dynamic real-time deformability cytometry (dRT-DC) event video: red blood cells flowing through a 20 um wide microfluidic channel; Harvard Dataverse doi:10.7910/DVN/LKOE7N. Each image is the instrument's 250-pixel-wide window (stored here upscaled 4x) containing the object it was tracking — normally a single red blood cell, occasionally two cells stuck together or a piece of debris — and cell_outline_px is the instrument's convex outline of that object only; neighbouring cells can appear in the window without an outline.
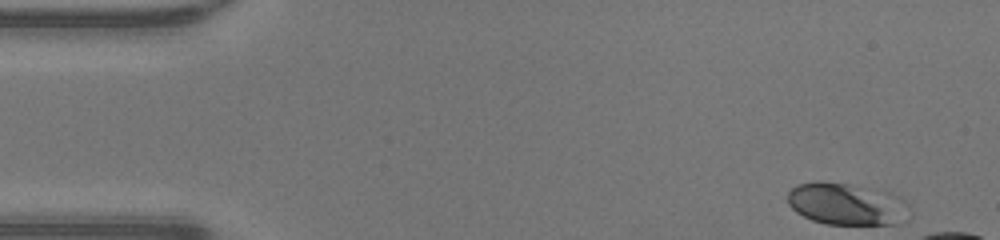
{"species": "human", "species_latin": "Homo sapiens", "temperature_condition": "warm", "stored_images_in_passage": 12, "camera_frame_rate_fps": 3000, "um_per_image_px": 0.085, "donor": {"sex": "male"}, "frame": {"image": 1, "passage_image": 1, "time_ms": 0.0, "image_size_px": [1000, 240], "cell_outline_px": [[908, 204], [896, 224], [824, 224], [812, 220], [796, 212], [788, 204], [788, 192], [796, 184], [816, 180], [820, 180], [848, 184], [888, 192], [900, 196]], "centroid_in_image_um": [71.85, 17.31], "position_along_channel_um": 13.2, "area_um2": 29.42}}
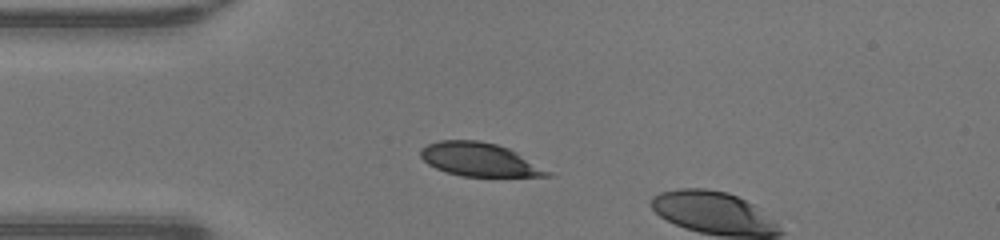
{"frame": {"image": 2, "passage_image": 10, "time_ms": 3.0, "image_size_px": [1000, 240], "cell_outline_px": [[552, 176], [460, 176], [436, 168], [428, 164], [420, 156], [420, 148], [428, 144], [440, 140], [476, 140], [496, 144], [508, 148], [516, 152], [552, 172]], "centroid_in_image_um": [40.73, 13.56], "position_along_channel_um": 44.3, "area_um2": 24.51}}